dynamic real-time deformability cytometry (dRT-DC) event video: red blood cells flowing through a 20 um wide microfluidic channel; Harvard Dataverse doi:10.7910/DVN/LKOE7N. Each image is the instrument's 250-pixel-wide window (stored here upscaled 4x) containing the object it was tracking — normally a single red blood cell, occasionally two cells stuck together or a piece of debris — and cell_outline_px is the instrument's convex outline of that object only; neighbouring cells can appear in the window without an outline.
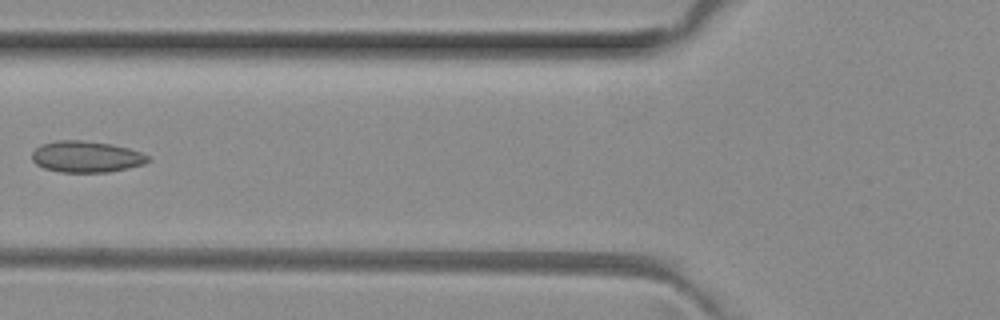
{"species": "common noctule bat (a hibernating species)", "species_latin": "Nyctalus noctula", "temperature_condition": "room temperature", "stored_images_in_passage": 6, "camera_frame_rate_fps": 3000, "um_per_image_px": 0.085, "animal": {"sex": "female", "body_mass_g": 29.2, "forearm_length_mm": 56.3}, "frame": {"image": 1, "passage_image": 5, "time_ms": 1.333, "image_size_px": [1000, 320], "cell_outline_px": [[152, 160], [144, 164], [128, 168], [108, 172], [60, 172], [44, 168], [36, 164], [32, 160], [32, 152], [40, 144], [56, 140], [80, 140], [112, 144], [128, 148], [140, 152], [148, 156]], "centroid_in_image_um": [7.33, 13.32], "position_along_channel_um": 118.5, "area_um2": 21.27}}
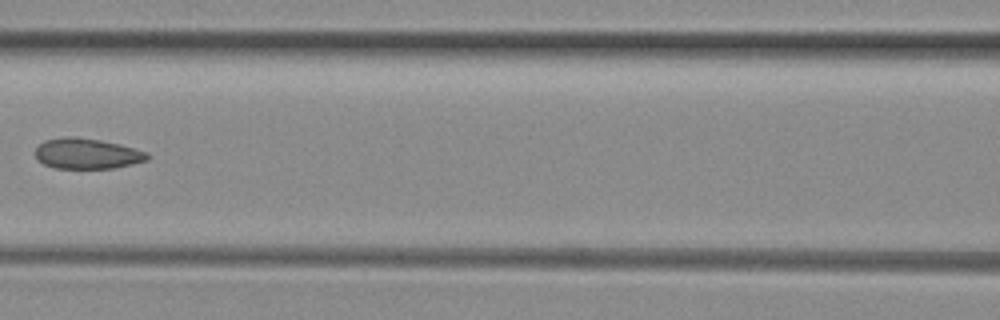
{"frame": {"image": 2, "passage_image": 6, "time_ms": 1.667, "image_size_px": [1000, 320], "cell_outline_px": [[148, 160], [116, 168], [56, 168], [44, 164], [36, 156], [36, 148], [44, 140], [64, 136], [68, 136], [100, 140], [120, 144], [148, 152]], "centroid_in_image_um": [7.41, 13.05], "position_along_channel_um": 159.2, "area_um2": 19.83}}